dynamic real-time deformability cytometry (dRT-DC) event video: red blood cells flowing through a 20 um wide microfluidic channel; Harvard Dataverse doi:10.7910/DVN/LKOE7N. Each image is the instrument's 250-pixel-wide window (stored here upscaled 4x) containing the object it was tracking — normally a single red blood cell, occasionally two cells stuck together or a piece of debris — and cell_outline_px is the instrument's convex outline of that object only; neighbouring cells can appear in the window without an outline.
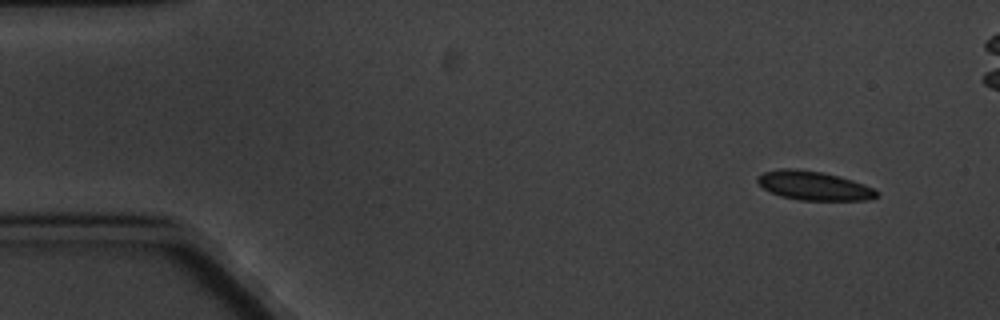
{"species": "common noctule bat (a hibernating species)", "species_latin": "Nyctalus noctula", "temperature_condition": "cold", "stored_images_in_passage": 6, "camera_frame_rate_fps": 3000, "um_per_image_px": 0.085, "animal": {"sex": "male", "body_mass_g": 20.1, "forearm_length_mm": 53.5}, "frame": {"image": 1, "passage_image": 1, "time_ms": 0.0, "image_size_px": [1000, 320], "cell_outline_px": [[880, 196], [864, 200], [800, 200], [780, 196], [764, 188], [756, 180], [756, 176], [764, 172], [780, 168], [796, 168], [820, 172], [852, 180], [876, 188], [880, 192]], "centroid_in_image_um": [69.19, 15.78], "position_along_channel_um": 15.8, "area_um2": 20.11}}